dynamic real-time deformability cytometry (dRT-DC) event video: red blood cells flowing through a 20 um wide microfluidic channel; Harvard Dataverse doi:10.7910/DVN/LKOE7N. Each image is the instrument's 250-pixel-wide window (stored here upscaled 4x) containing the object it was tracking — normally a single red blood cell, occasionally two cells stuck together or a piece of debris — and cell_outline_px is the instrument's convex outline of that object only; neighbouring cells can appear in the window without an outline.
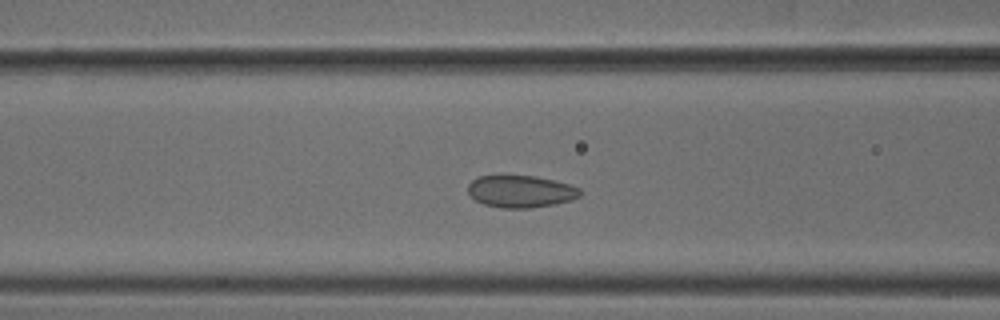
{"species": "common noctule bat (a hibernating species)", "species_latin": "Nyctalus noctula", "temperature_condition": "cold", "stored_images_in_passage": 40, "camera_frame_rate_fps": 3000, "um_per_image_px": 0.085, "animal": {"sex": "male", "body_mass_g": 18.8}, "frame": {"image": 1, "passage_image": 9, "time_ms": 2.667, "image_size_px": [1000, 320], "cell_outline_px": [[584, 192], [580, 196], [572, 200], [552, 204], [528, 208], [504, 208], [484, 204], [476, 200], [468, 192], [468, 184], [472, 180], [480, 176], [536, 176], [568, 184], [580, 188]], "centroid_in_image_um": [44.28, 16.27], "position_along_channel_um": 122.3, "area_um2": 20.81}}
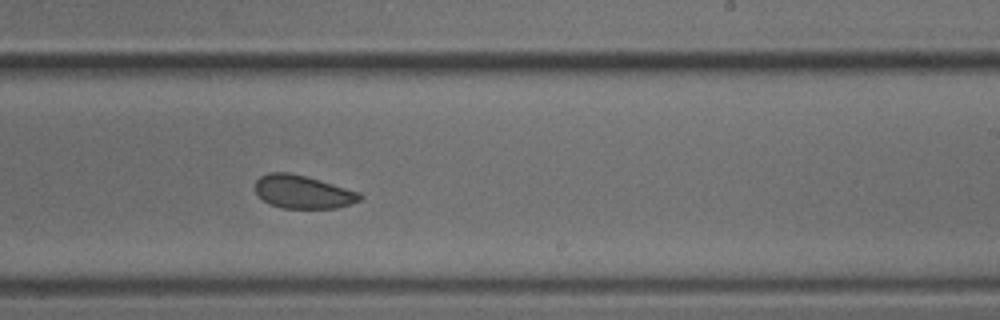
{"frame": {"image": 2, "passage_image": 20, "time_ms": 6.333, "image_size_px": [1000, 320], "cell_outline_px": [[364, 196], [360, 200], [352, 204], [336, 208], [284, 208], [268, 204], [256, 192], [256, 180], [260, 176], [268, 172], [288, 172], [304, 176], [360, 192]], "centroid_in_image_um": [25.75, 16.32], "position_along_channel_um": 263.2, "area_um2": 20.11}}
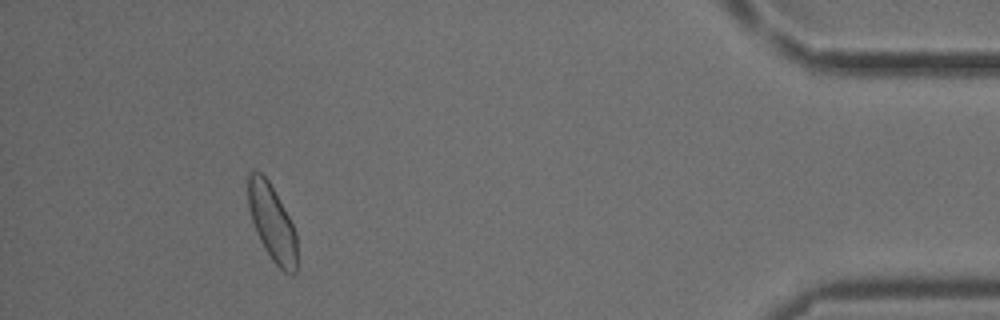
{"frame": {"image": 3, "passage_image": 36, "time_ms": 11.667, "image_size_px": [1000, 320], "cell_outline_px": [[296, 272], [292, 276], [284, 272], [272, 260], [264, 248], [256, 232], [252, 220], [248, 204], [248, 172], [260, 172], [268, 180], [288, 216], [296, 232]], "centroid_in_image_um": [23.12, 18.97], "position_along_channel_um": 412.1, "area_um2": 21.39}, "authors_computed_cell_mechanics": {"area_um2": 21.2704, "velocity_mm_per_s": 3.8423, "shape_relaxation_time_tau1_ms": 3.8908, "shape_relaxation_time_tau2_ms": 2.6766, "deformation_change_tau1": 0.049, "deformation_change_tau2": 0.0548}}